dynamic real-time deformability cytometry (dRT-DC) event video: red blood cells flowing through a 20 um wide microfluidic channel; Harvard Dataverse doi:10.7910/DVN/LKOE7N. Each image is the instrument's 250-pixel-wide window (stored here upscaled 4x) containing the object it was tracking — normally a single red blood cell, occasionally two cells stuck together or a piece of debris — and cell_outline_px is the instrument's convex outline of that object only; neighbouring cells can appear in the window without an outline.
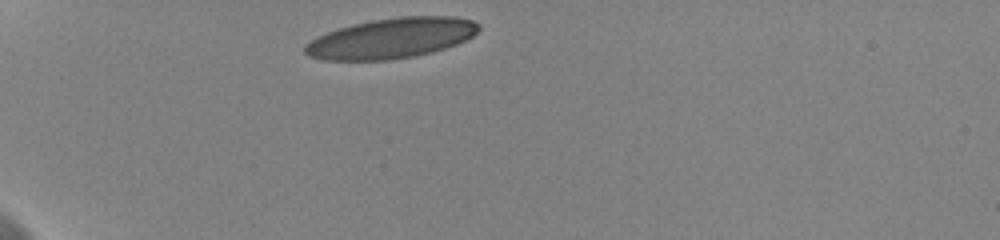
{"species": "human", "species_latin": "Homo sapiens", "temperature_condition": "cold", "stored_images_in_passage": 33, "camera_frame_rate_fps": 3000, "um_per_image_px": 0.085, "donor": {"sex": "female"}, "frame": {"image": 1, "passage_image": 1, "time_ms": 0.0, "image_size_px": [1000, 240], "cell_outline_px": [[480, 28], [472, 36], [456, 44], [432, 52], [416, 56], [388, 60], [324, 60], [308, 56], [304, 52], [304, 44], [328, 32], [352, 24], [372, 20], [400, 16], [452, 16], [472, 20], [480, 24]], "centroid_in_image_um": [33.27, 3.25], "position_along_channel_um": 51.7, "area_um2": 40.63}}
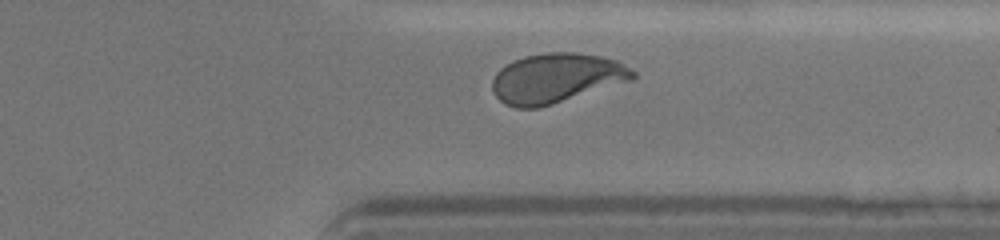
{"frame": {"image": 2, "passage_image": 30, "time_ms": 9.667, "image_size_px": [1000, 240], "cell_outline_px": [[636, 76], [632, 80], [540, 108], [516, 108], [504, 104], [492, 92], [492, 80], [496, 72], [500, 68], [524, 56], [548, 52], [576, 52], [600, 56], [616, 60], [636, 72]], "centroid_in_image_um": [47.27, 6.65], "position_along_channel_um": 364.1, "area_um2": 40.69}}
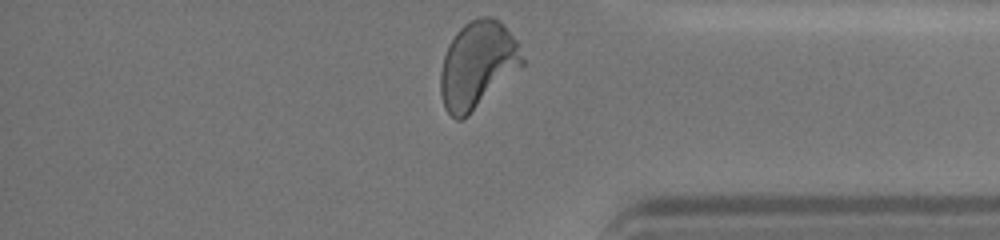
{"frame": {"image": 3, "passage_image": 33, "time_ms": 10.667, "image_size_px": [1000, 240], "cell_outline_px": [[524, 64], [468, 116], [460, 120], [456, 120], [444, 108], [440, 92], [440, 72], [444, 56], [448, 44], [456, 32], [464, 24], [480, 16], [492, 16], [500, 20], [516, 40], [524, 60]], "centroid_in_image_um": [40.57, 5.5], "position_along_channel_um": 394.6, "area_um2": 41.27}, "authors_computed_cell_mechanics": {"area_um2": 40.5756, "velocity_mm_per_s": 3.5982, "shape_relaxation_time_tau1_ms": 4.3258, "shape_relaxation_time_tau2_ms": 0.8679, "deformation_change_tau1": 0.1768, "deformation_change_tau2": 0.068}}